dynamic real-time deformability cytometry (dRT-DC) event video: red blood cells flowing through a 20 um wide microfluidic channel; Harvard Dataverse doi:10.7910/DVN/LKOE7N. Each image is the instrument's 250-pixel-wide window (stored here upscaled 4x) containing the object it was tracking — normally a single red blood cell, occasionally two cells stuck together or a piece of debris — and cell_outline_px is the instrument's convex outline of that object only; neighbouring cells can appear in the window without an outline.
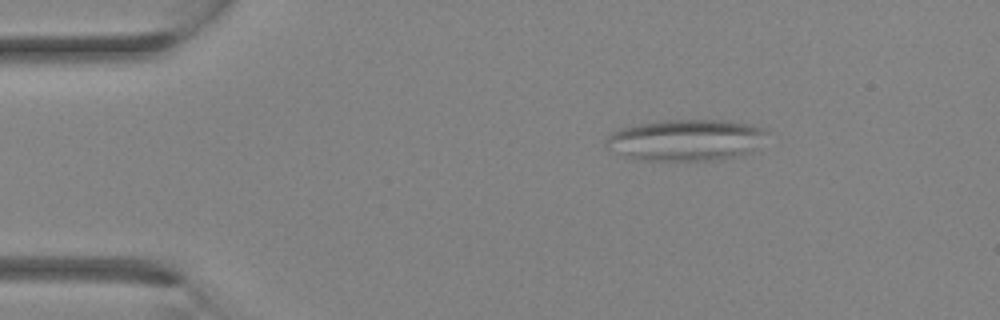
{"species": "Egyptian fruit bat (a non-hibernating species)", "species_latin": "Rousettus aegyptiacus", "temperature_condition": "room temperature", "stored_images_in_passage": 32, "camera_frame_rate_fps": 3000, "um_per_image_px": 0.085, "animal": {"sex": "female"}, "frame": {"image": 1, "passage_image": 5, "time_ms": 1.333, "image_size_px": [1000, 320], "cell_outline_px": [[768, 132], [756, 148], [752, 152], [736, 156], [712, 160], [644, 160], [624, 156], [608, 148], [604, 144], [604, 140], [612, 132], [620, 128], [640, 124], [668, 120], [728, 120], [748, 124], [764, 128]], "centroid_in_image_um": [58.3, 11.9], "position_along_channel_um": 26.7, "area_um2": 38.67}}
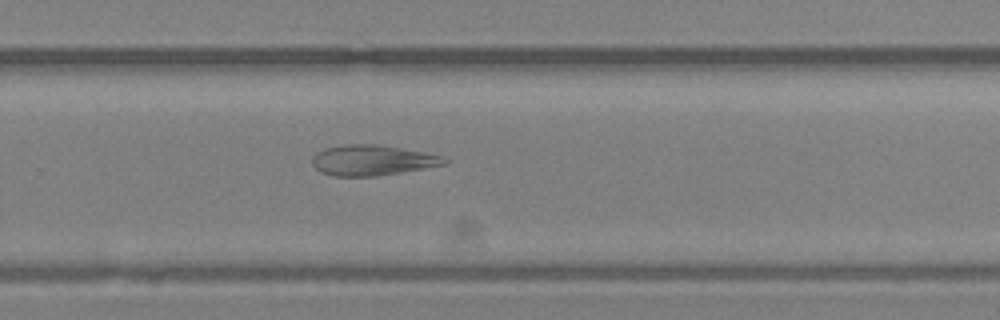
{"frame": {"image": 2, "passage_image": 21, "time_ms": 6.667, "image_size_px": [1000, 320], "cell_outline_px": [[448, 164], [376, 176], [332, 176], [320, 172], [312, 164], [312, 160], [316, 152], [324, 148], [348, 144], [376, 144], [400, 148], [444, 156], [448, 160]], "centroid_in_image_um": [31.63, 13.62], "position_along_channel_um": 298.2, "area_um2": 23.35}}
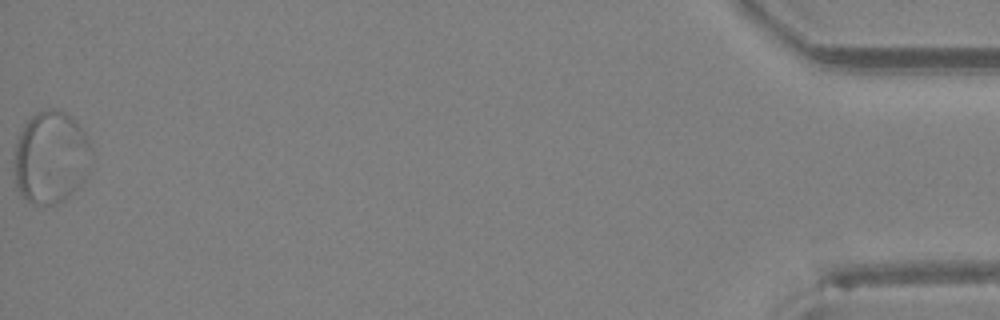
{"frame": {"image": 3, "passage_image": 32, "time_ms": 10.333, "image_size_px": [1000, 320], "cell_outline_px": [[92, 148], [76, 184], [72, 192], [64, 200], [56, 204], [32, 204], [16, 188], [12, 160], [16, 144], [20, 132], [24, 124], [36, 112], [48, 108], [52, 108], [64, 112], [72, 116], [76, 120], [84, 132]], "centroid_in_image_um": [4.22, 13.32], "position_along_channel_um": 431.0, "area_um2": 40.81}}